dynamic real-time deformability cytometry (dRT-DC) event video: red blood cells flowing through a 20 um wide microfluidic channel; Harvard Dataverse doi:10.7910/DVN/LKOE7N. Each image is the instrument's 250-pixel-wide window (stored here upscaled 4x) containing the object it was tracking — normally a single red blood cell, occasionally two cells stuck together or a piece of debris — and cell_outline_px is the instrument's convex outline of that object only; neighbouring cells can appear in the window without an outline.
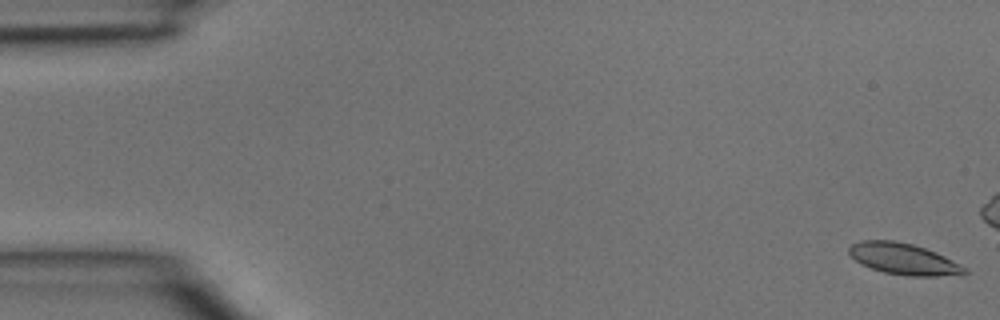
{"species": "common noctule bat (a hibernating species)", "species_latin": "Nyctalus noctula", "temperature_condition": "room temperature", "stored_images_in_passage": 4, "camera_frame_rate_fps": 3000, "um_per_image_px": 0.085, "animal": {"sex": "male", "body_mass_g": 15.6}, "frame": {"image": 1, "passage_image": 1, "time_ms": 0.0, "image_size_px": [1000, 320], "cell_outline_px": [[968, 272], [964, 276], [908, 276], [884, 272], [860, 264], [848, 252], [848, 248], [852, 244], [860, 240], [892, 240], [912, 244], [936, 252], [968, 268]], "centroid_in_image_um": [76.86, 22.02], "position_along_channel_um": 8.1, "area_um2": 21.27}}